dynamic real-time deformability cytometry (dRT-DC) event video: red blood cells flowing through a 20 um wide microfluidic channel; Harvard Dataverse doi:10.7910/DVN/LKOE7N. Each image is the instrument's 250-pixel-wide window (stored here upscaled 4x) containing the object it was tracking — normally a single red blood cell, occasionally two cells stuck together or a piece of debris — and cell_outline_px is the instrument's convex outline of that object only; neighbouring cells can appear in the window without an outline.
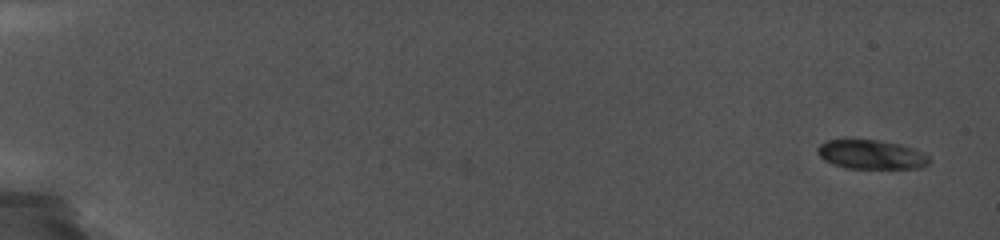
{"species": "common noctule bat (a hibernating species)", "species_latin": "Nyctalus noctula", "temperature_condition": "cold", "stored_images_in_passage": 2, "camera_frame_rate_fps": 5000, "um_per_image_px": 0.085, "animal": {"sex": "female", "body_mass_g": 19.0, "forearm_length_mm": 56.7}, "frame": {"image": 1, "passage_image": 2, "time_ms": 1.0, "image_size_px": [1000, 240], "cell_outline_px": [[932, 160], [928, 164], [920, 168], [844, 168], [832, 164], [824, 160], [816, 152], [816, 148], [820, 144], [828, 140], [880, 140], [900, 144], [912, 148], [928, 156]], "centroid_in_image_um": [74.04, 13.14], "position_along_channel_um": 11.0, "area_um2": 18.96}}